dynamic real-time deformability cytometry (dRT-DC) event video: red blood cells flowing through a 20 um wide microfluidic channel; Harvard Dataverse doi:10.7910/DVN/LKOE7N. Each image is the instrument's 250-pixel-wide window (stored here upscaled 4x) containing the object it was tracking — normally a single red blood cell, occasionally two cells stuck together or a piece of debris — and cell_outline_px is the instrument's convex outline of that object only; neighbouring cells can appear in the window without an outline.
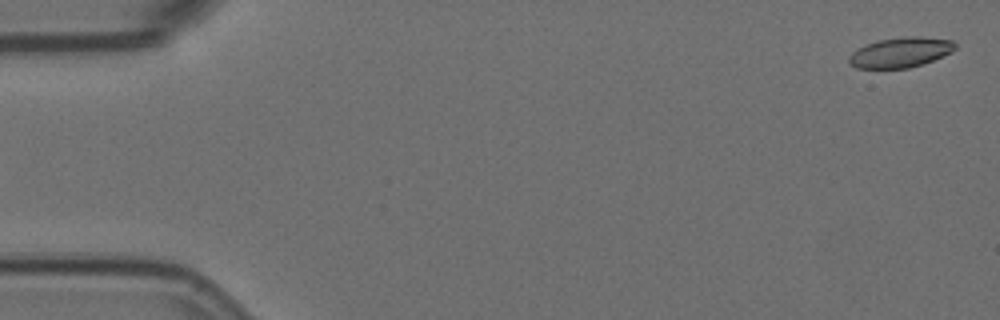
{"species": "Egyptian fruit bat (a non-hibernating species)", "species_latin": "Rousettus aegyptiacus", "temperature_condition": "room temperature", "stored_images_in_passage": 7, "segment_of_instrument_passage": [2, 2], "camera_frame_rate_fps": 3000, "um_per_image_px": 0.085, "animal": {"sex": "female"}, "frame": {"image": 1, "passage_image": 7, "time_ms": 2.0, "image_size_px": [1000, 320], "cell_outline_px": [[956, 48], [952, 52], [932, 60], [908, 68], [856, 68], [848, 60], [848, 56], [852, 52], [876, 40], [904, 36], [920, 36], [952, 40], [956, 44]], "centroid_in_image_um": [76.55, 4.44], "position_along_channel_um": 8.4, "area_um2": 18.5}}